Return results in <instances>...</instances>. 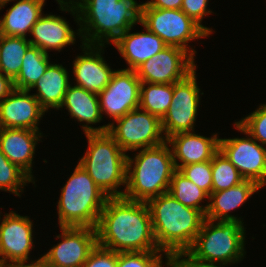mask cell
Wrapping results in <instances>:
<instances>
[{"mask_svg":"<svg viewBox=\"0 0 266 267\" xmlns=\"http://www.w3.org/2000/svg\"><path fill=\"white\" fill-rule=\"evenodd\" d=\"M97 245L115 252L161 251L146 202L109 197L96 227Z\"/></svg>","mask_w":266,"mask_h":267,"instance_id":"cell-1","label":"cell"},{"mask_svg":"<svg viewBox=\"0 0 266 267\" xmlns=\"http://www.w3.org/2000/svg\"><path fill=\"white\" fill-rule=\"evenodd\" d=\"M56 1L62 11H69L76 16L77 23L80 22L77 34L84 44L101 46L110 41L114 43L128 29L140 23L141 4L135 0Z\"/></svg>","mask_w":266,"mask_h":267,"instance_id":"cell-2","label":"cell"},{"mask_svg":"<svg viewBox=\"0 0 266 267\" xmlns=\"http://www.w3.org/2000/svg\"><path fill=\"white\" fill-rule=\"evenodd\" d=\"M152 229L158 248L168 256L187 251L198 235L205 215L184 206L169 192L149 199Z\"/></svg>","mask_w":266,"mask_h":267,"instance_id":"cell-3","label":"cell"},{"mask_svg":"<svg viewBox=\"0 0 266 267\" xmlns=\"http://www.w3.org/2000/svg\"><path fill=\"white\" fill-rule=\"evenodd\" d=\"M175 170L172 151L167 142L141 149L134 159L127 156L126 186L123 197L128 200L147 202L153 197L168 192Z\"/></svg>","mask_w":266,"mask_h":267,"instance_id":"cell-4","label":"cell"},{"mask_svg":"<svg viewBox=\"0 0 266 267\" xmlns=\"http://www.w3.org/2000/svg\"><path fill=\"white\" fill-rule=\"evenodd\" d=\"M108 198L77 164L57 203L59 226L96 228Z\"/></svg>","mask_w":266,"mask_h":267,"instance_id":"cell-5","label":"cell"},{"mask_svg":"<svg viewBox=\"0 0 266 267\" xmlns=\"http://www.w3.org/2000/svg\"><path fill=\"white\" fill-rule=\"evenodd\" d=\"M85 135L89 144L78 164L108 197H123L117 189L126 186L128 155L107 132Z\"/></svg>","mask_w":266,"mask_h":267,"instance_id":"cell-6","label":"cell"},{"mask_svg":"<svg viewBox=\"0 0 266 267\" xmlns=\"http://www.w3.org/2000/svg\"><path fill=\"white\" fill-rule=\"evenodd\" d=\"M245 228L240 221L204 219L192 246L187 250L194 258L217 264L237 263L244 257Z\"/></svg>","mask_w":266,"mask_h":267,"instance_id":"cell-7","label":"cell"},{"mask_svg":"<svg viewBox=\"0 0 266 267\" xmlns=\"http://www.w3.org/2000/svg\"><path fill=\"white\" fill-rule=\"evenodd\" d=\"M140 24L159 36L168 46L180 47L193 57L196 51L188 49V41L209 36L181 9L141 7Z\"/></svg>","mask_w":266,"mask_h":267,"instance_id":"cell-8","label":"cell"},{"mask_svg":"<svg viewBox=\"0 0 266 267\" xmlns=\"http://www.w3.org/2000/svg\"><path fill=\"white\" fill-rule=\"evenodd\" d=\"M108 124L107 133L116 141L120 148L127 151H136L155 147L166 142L162 129V121L155 115L141 109L131 110L123 117Z\"/></svg>","mask_w":266,"mask_h":267,"instance_id":"cell-9","label":"cell"},{"mask_svg":"<svg viewBox=\"0 0 266 267\" xmlns=\"http://www.w3.org/2000/svg\"><path fill=\"white\" fill-rule=\"evenodd\" d=\"M195 74L196 70L185 79L173 83L171 104L161 120L166 139L177 133L193 132L200 103V88H198Z\"/></svg>","mask_w":266,"mask_h":267,"instance_id":"cell-10","label":"cell"},{"mask_svg":"<svg viewBox=\"0 0 266 267\" xmlns=\"http://www.w3.org/2000/svg\"><path fill=\"white\" fill-rule=\"evenodd\" d=\"M235 127L248 137L219 139V150L245 180H252L263 188L266 185V148L258 144L237 122Z\"/></svg>","mask_w":266,"mask_h":267,"instance_id":"cell-11","label":"cell"},{"mask_svg":"<svg viewBox=\"0 0 266 267\" xmlns=\"http://www.w3.org/2000/svg\"><path fill=\"white\" fill-rule=\"evenodd\" d=\"M196 69L194 57L177 46H167L136 69L141 82L172 84L185 79Z\"/></svg>","mask_w":266,"mask_h":267,"instance_id":"cell-12","label":"cell"},{"mask_svg":"<svg viewBox=\"0 0 266 267\" xmlns=\"http://www.w3.org/2000/svg\"><path fill=\"white\" fill-rule=\"evenodd\" d=\"M62 241L51 247L41 259L49 267H82L97 245V231L92 227H60Z\"/></svg>","mask_w":266,"mask_h":267,"instance_id":"cell-13","label":"cell"},{"mask_svg":"<svg viewBox=\"0 0 266 267\" xmlns=\"http://www.w3.org/2000/svg\"><path fill=\"white\" fill-rule=\"evenodd\" d=\"M141 80L135 70H117L98 94L101 116L105 112L116 120L139 107Z\"/></svg>","mask_w":266,"mask_h":267,"instance_id":"cell-14","label":"cell"},{"mask_svg":"<svg viewBox=\"0 0 266 267\" xmlns=\"http://www.w3.org/2000/svg\"><path fill=\"white\" fill-rule=\"evenodd\" d=\"M29 218L13 211L5 214L0 224V263L3 266L29 260L30 251L34 248L33 224Z\"/></svg>","mask_w":266,"mask_h":267,"instance_id":"cell-15","label":"cell"},{"mask_svg":"<svg viewBox=\"0 0 266 267\" xmlns=\"http://www.w3.org/2000/svg\"><path fill=\"white\" fill-rule=\"evenodd\" d=\"M28 90L14 89L0 102V128L39 131L38 122L46 112Z\"/></svg>","mask_w":266,"mask_h":267,"instance_id":"cell-16","label":"cell"},{"mask_svg":"<svg viewBox=\"0 0 266 267\" xmlns=\"http://www.w3.org/2000/svg\"><path fill=\"white\" fill-rule=\"evenodd\" d=\"M84 55L77 56L73 62V75L77 85L99 94L110 82L113 71L105 63L101 51L104 45H88L82 43Z\"/></svg>","mask_w":266,"mask_h":267,"instance_id":"cell-17","label":"cell"},{"mask_svg":"<svg viewBox=\"0 0 266 267\" xmlns=\"http://www.w3.org/2000/svg\"><path fill=\"white\" fill-rule=\"evenodd\" d=\"M217 134L213 137H204L193 132H181L166 139L172 146V156L176 169L189 164L211 161L213 155L219 150ZM178 159V160H177ZM180 160V163L178 161Z\"/></svg>","mask_w":266,"mask_h":267,"instance_id":"cell-18","label":"cell"},{"mask_svg":"<svg viewBox=\"0 0 266 267\" xmlns=\"http://www.w3.org/2000/svg\"><path fill=\"white\" fill-rule=\"evenodd\" d=\"M42 137L39 131L22 128H0V149L10 162L22 169L32 180L35 146Z\"/></svg>","mask_w":266,"mask_h":267,"instance_id":"cell-19","label":"cell"},{"mask_svg":"<svg viewBox=\"0 0 266 267\" xmlns=\"http://www.w3.org/2000/svg\"><path fill=\"white\" fill-rule=\"evenodd\" d=\"M63 106H66L72 118L88 124L82 126L85 134L106 133L108 131V124L97 128L89 125L99 123L103 117L100 112L98 94L78 85H69L60 108Z\"/></svg>","mask_w":266,"mask_h":267,"instance_id":"cell-20","label":"cell"},{"mask_svg":"<svg viewBox=\"0 0 266 267\" xmlns=\"http://www.w3.org/2000/svg\"><path fill=\"white\" fill-rule=\"evenodd\" d=\"M129 33L128 29L113 44L128 63L127 70H135L143 62L162 51L168 45L155 33Z\"/></svg>","mask_w":266,"mask_h":267,"instance_id":"cell-21","label":"cell"},{"mask_svg":"<svg viewBox=\"0 0 266 267\" xmlns=\"http://www.w3.org/2000/svg\"><path fill=\"white\" fill-rule=\"evenodd\" d=\"M256 182L252 180H244L240 184L231 187L226 190L218 192H212L209 195L208 200L211 203L207 204L208 208L205 213V218L217 221H240V218L229 214V211L238 208L240 205L246 202L251 195H253L258 189H261ZM240 219V220H239Z\"/></svg>","mask_w":266,"mask_h":267,"instance_id":"cell-22","label":"cell"},{"mask_svg":"<svg viewBox=\"0 0 266 267\" xmlns=\"http://www.w3.org/2000/svg\"><path fill=\"white\" fill-rule=\"evenodd\" d=\"M29 39L31 45L40 48L43 52L47 50L61 51L63 47L75 44V32L70 28L68 22L60 16L42 15L33 25Z\"/></svg>","mask_w":266,"mask_h":267,"instance_id":"cell-23","label":"cell"},{"mask_svg":"<svg viewBox=\"0 0 266 267\" xmlns=\"http://www.w3.org/2000/svg\"><path fill=\"white\" fill-rule=\"evenodd\" d=\"M45 0H19L0 18V34L26 37L33 25L42 16Z\"/></svg>","mask_w":266,"mask_h":267,"instance_id":"cell-24","label":"cell"},{"mask_svg":"<svg viewBox=\"0 0 266 267\" xmlns=\"http://www.w3.org/2000/svg\"><path fill=\"white\" fill-rule=\"evenodd\" d=\"M69 85V75L66 68L59 64L50 63L43 76L31 89L37 88V94L33 95L45 111L49 108L59 110Z\"/></svg>","mask_w":266,"mask_h":267,"instance_id":"cell-25","label":"cell"},{"mask_svg":"<svg viewBox=\"0 0 266 267\" xmlns=\"http://www.w3.org/2000/svg\"><path fill=\"white\" fill-rule=\"evenodd\" d=\"M49 64L48 53L30 45L23 56L19 74L13 81L14 88L31 91V88L43 76Z\"/></svg>","mask_w":266,"mask_h":267,"instance_id":"cell-26","label":"cell"},{"mask_svg":"<svg viewBox=\"0 0 266 267\" xmlns=\"http://www.w3.org/2000/svg\"><path fill=\"white\" fill-rule=\"evenodd\" d=\"M30 45L26 37L0 34V71L12 81L17 78L23 56Z\"/></svg>","mask_w":266,"mask_h":267,"instance_id":"cell-27","label":"cell"},{"mask_svg":"<svg viewBox=\"0 0 266 267\" xmlns=\"http://www.w3.org/2000/svg\"><path fill=\"white\" fill-rule=\"evenodd\" d=\"M172 96L173 83L141 82L139 107L162 120L169 110Z\"/></svg>","mask_w":266,"mask_h":267,"instance_id":"cell-28","label":"cell"},{"mask_svg":"<svg viewBox=\"0 0 266 267\" xmlns=\"http://www.w3.org/2000/svg\"><path fill=\"white\" fill-rule=\"evenodd\" d=\"M168 192L184 206L200 210L205 215L208 205L200 206V203L204 198H209V195L178 169L172 175Z\"/></svg>","mask_w":266,"mask_h":267,"instance_id":"cell-29","label":"cell"},{"mask_svg":"<svg viewBox=\"0 0 266 267\" xmlns=\"http://www.w3.org/2000/svg\"><path fill=\"white\" fill-rule=\"evenodd\" d=\"M211 169L213 176L212 192L229 189L245 180L220 150L212 157Z\"/></svg>","mask_w":266,"mask_h":267,"instance_id":"cell-30","label":"cell"},{"mask_svg":"<svg viewBox=\"0 0 266 267\" xmlns=\"http://www.w3.org/2000/svg\"><path fill=\"white\" fill-rule=\"evenodd\" d=\"M32 180L22 169L13 164L0 149V190L12 192L17 196L22 192L26 183Z\"/></svg>","mask_w":266,"mask_h":267,"instance_id":"cell-31","label":"cell"},{"mask_svg":"<svg viewBox=\"0 0 266 267\" xmlns=\"http://www.w3.org/2000/svg\"><path fill=\"white\" fill-rule=\"evenodd\" d=\"M159 252L163 251L117 252V267H162Z\"/></svg>","mask_w":266,"mask_h":267,"instance_id":"cell-32","label":"cell"},{"mask_svg":"<svg viewBox=\"0 0 266 267\" xmlns=\"http://www.w3.org/2000/svg\"><path fill=\"white\" fill-rule=\"evenodd\" d=\"M178 170L208 195L212 193L213 176L211 161L181 166Z\"/></svg>","mask_w":266,"mask_h":267,"instance_id":"cell-33","label":"cell"},{"mask_svg":"<svg viewBox=\"0 0 266 267\" xmlns=\"http://www.w3.org/2000/svg\"><path fill=\"white\" fill-rule=\"evenodd\" d=\"M250 136L266 146V104L237 122Z\"/></svg>","mask_w":266,"mask_h":267,"instance_id":"cell-34","label":"cell"},{"mask_svg":"<svg viewBox=\"0 0 266 267\" xmlns=\"http://www.w3.org/2000/svg\"><path fill=\"white\" fill-rule=\"evenodd\" d=\"M208 2V0H182L181 10L210 35L212 29L201 24L202 18L211 13V10H207Z\"/></svg>","mask_w":266,"mask_h":267,"instance_id":"cell-35","label":"cell"},{"mask_svg":"<svg viewBox=\"0 0 266 267\" xmlns=\"http://www.w3.org/2000/svg\"><path fill=\"white\" fill-rule=\"evenodd\" d=\"M82 267H117V252L96 245Z\"/></svg>","mask_w":266,"mask_h":267,"instance_id":"cell-36","label":"cell"},{"mask_svg":"<svg viewBox=\"0 0 266 267\" xmlns=\"http://www.w3.org/2000/svg\"><path fill=\"white\" fill-rule=\"evenodd\" d=\"M166 260L167 263L165 264L167 267H224L225 266V264L217 265V263L198 260L194 258L188 251L174 253L168 256Z\"/></svg>","mask_w":266,"mask_h":267,"instance_id":"cell-37","label":"cell"},{"mask_svg":"<svg viewBox=\"0 0 266 267\" xmlns=\"http://www.w3.org/2000/svg\"><path fill=\"white\" fill-rule=\"evenodd\" d=\"M182 0H151L141 4V7H154L159 9H181Z\"/></svg>","mask_w":266,"mask_h":267,"instance_id":"cell-38","label":"cell"},{"mask_svg":"<svg viewBox=\"0 0 266 267\" xmlns=\"http://www.w3.org/2000/svg\"><path fill=\"white\" fill-rule=\"evenodd\" d=\"M14 89L13 81L0 71V102Z\"/></svg>","mask_w":266,"mask_h":267,"instance_id":"cell-39","label":"cell"},{"mask_svg":"<svg viewBox=\"0 0 266 267\" xmlns=\"http://www.w3.org/2000/svg\"><path fill=\"white\" fill-rule=\"evenodd\" d=\"M6 267H49L41 258L36 261H32L31 264L15 263Z\"/></svg>","mask_w":266,"mask_h":267,"instance_id":"cell-40","label":"cell"},{"mask_svg":"<svg viewBox=\"0 0 266 267\" xmlns=\"http://www.w3.org/2000/svg\"><path fill=\"white\" fill-rule=\"evenodd\" d=\"M9 1L12 0H0V10L4 7L5 4H7ZM14 1V0H13Z\"/></svg>","mask_w":266,"mask_h":267,"instance_id":"cell-41","label":"cell"}]
</instances>
